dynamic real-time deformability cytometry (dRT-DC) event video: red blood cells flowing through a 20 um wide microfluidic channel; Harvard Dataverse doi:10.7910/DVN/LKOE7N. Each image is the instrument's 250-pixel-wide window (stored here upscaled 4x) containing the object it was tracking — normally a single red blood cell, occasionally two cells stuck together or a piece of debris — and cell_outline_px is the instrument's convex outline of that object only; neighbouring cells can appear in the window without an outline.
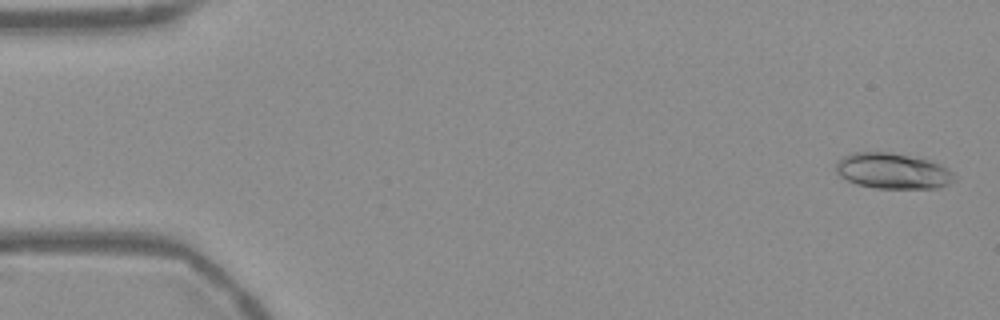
{"species": "Egyptian fruit bat (a non-hibernating species)", "species_latin": "Rousettus aegyptiacus", "temperature_condition": "warm", "stored_images_in_passage": 54, "camera_frame_rate_fps": 3000, "um_per_image_px": 0.085, "frame": {"image": 1, "passage_image": 2, "time_ms": 0.333, "image_size_px": [1000, 320], "cell_outline_px": [[956, 180], [948, 184], [936, 188], [876, 188], [856, 184], [840, 176], [836, 172], [836, 160], [852, 152], [892, 152], [928, 160], [940, 164], [948, 168], [956, 176]], "centroid_in_image_um": [75.88, 14.53], "position_along_channel_um": 9.1, "area_um2": 24.74}}
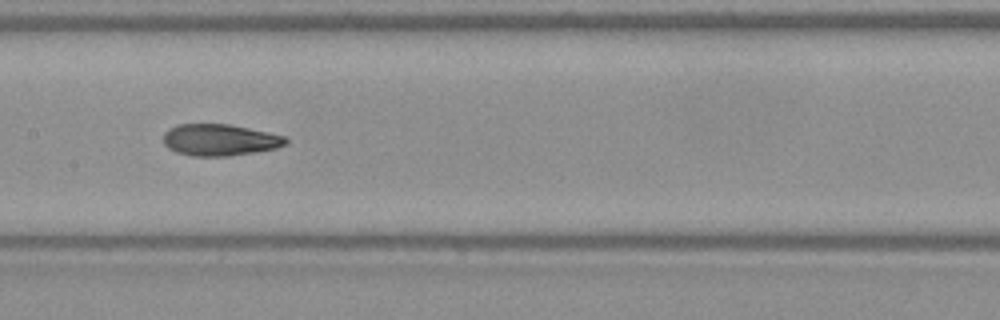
{"frame": {"image": 2, "passage_image": 27, "time_ms": 8.667, "image_size_px": [1000, 320], "cell_outline_px": [[288, 144], [276, 148], [228, 156], [192, 156], [176, 152], [168, 148], [164, 144], [164, 132], [168, 128], [176, 124], [228, 124], [288, 136]], "centroid_in_image_um": [18.68, 11.89], "position_along_channel_um": 188.7, "area_um2": 22.66}}
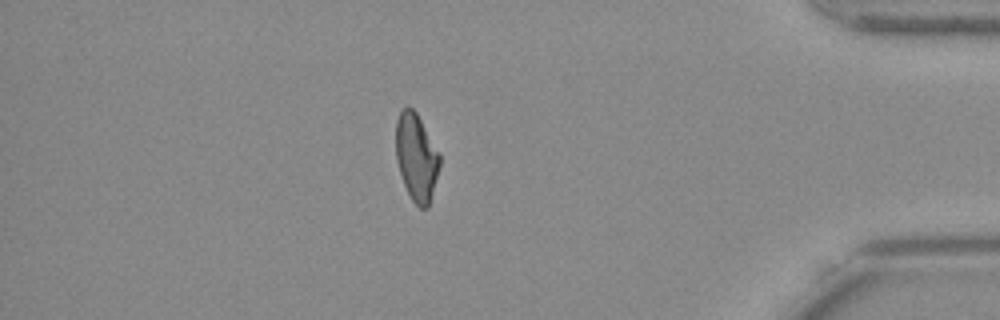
{"frame": {"image": 3, "passage_image": 47, "time_ms": 15.333, "image_size_px": [1000, 320], "cell_outline_px": [[440, 164], [428, 208], [420, 208], [412, 200], [404, 184], [396, 160], [396, 120], [400, 112], [408, 104], [416, 112], [440, 152]], "centroid_in_image_um": [35.39, 13.33], "position_along_channel_um": 399.8, "area_um2": 22.25}, "authors_computed_cell_mechanics": {"area_um2": 23.0044, "velocity_mm_per_s": 3.7632, "shape_relaxation_time_tau1_ms": null, "shape_relaxation_time_tau2_ms": 2.3644, "deformation_change_tau1": null, "deformation_change_tau2": 0.0937}}